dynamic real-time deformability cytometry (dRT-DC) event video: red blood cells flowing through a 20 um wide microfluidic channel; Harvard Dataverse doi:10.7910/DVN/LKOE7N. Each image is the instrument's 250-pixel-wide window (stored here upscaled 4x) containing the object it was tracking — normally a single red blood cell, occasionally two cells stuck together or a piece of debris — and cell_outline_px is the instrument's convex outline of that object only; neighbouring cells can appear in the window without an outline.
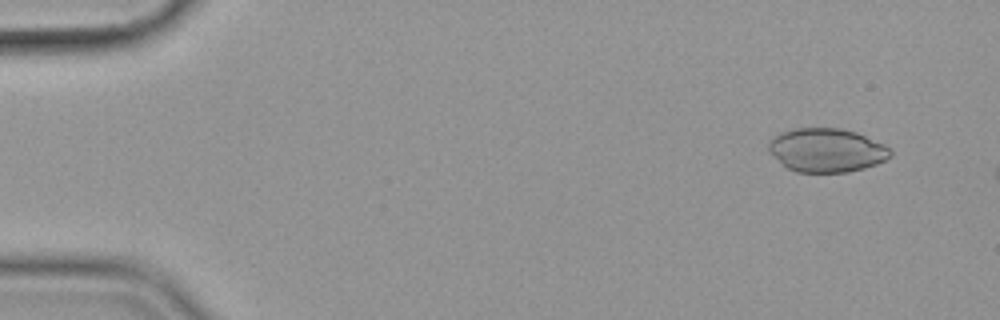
{"species": "common noctule bat (a hibernating species)", "species_latin": "Nyctalus noctula", "temperature_condition": "cold", "stored_images_in_passage": 12, "camera_frame_rate_fps": 3000, "um_per_image_px": 0.085, "animal": {"sex": "female", "body_mass_g": 19.9}, "frame": {"image": 1, "passage_image": 4, "time_ms": 1.0, "image_size_px": [1000, 320], "cell_outline_px": [[892, 156], [876, 164], [864, 168], [848, 172], [796, 172], [788, 168], [768, 152], [768, 144], [780, 132], [796, 128], [840, 128], [856, 132], [884, 144], [892, 152]], "centroid_in_image_um": [70.26, 12.77], "position_along_channel_um": 14.7, "area_um2": 30.92}}